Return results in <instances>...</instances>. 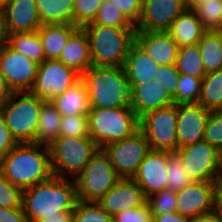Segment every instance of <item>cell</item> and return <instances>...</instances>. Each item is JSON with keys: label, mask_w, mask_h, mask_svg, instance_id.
Masks as SVG:
<instances>
[{"label": "cell", "mask_w": 222, "mask_h": 222, "mask_svg": "<svg viewBox=\"0 0 222 222\" xmlns=\"http://www.w3.org/2000/svg\"><path fill=\"white\" fill-rule=\"evenodd\" d=\"M77 201L74 180L52 175L22 190L21 206L27 222H73Z\"/></svg>", "instance_id": "6da1fadb"}, {"label": "cell", "mask_w": 222, "mask_h": 222, "mask_svg": "<svg viewBox=\"0 0 222 222\" xmlns=\"http://www.w3.org/2000/svg\"><path fill=\"white\" fill-rule=\"evenodd\" d=\"M0 169L10 182L21 190L53 175L49 148L36 143H18L0 159Z\"/></svg>", "instance_id": "7a4b0ae2"}, {"label": "cell", "mask_w": 222, "mask_h": 222, "mask_svg": "<svg viewBox=\"0 0 222 222\" xmlns=\"http://www.w3.org/2000/svg\"><path fill=\"white\" fill-rule=\"evenodd\" d=\"M90 108H119L133 102V86L127 80L124 67L91 66L81 75Z\"/></svg>", "instance_id": "3957f363"}, {"label": "cell", "mask_w": 222, "mask_h": 222, "mask_svg": "<svg viewBox=\"0 0 222 222\" xmlns=\"http://www.w3.org/2000/svg\"><path fill=\"white\" fill-rule=\"evenodd\" d=\"M89 40L93 66L124 67L135 28H117L90 23L83 27Z\"/></svg>", "instance_id": "277c9868"}, {"label": "cell", "mask_w": 222, "mask_h": 222, "mask_svg": "<svg viewBox=\"0 0 222 222\" xmlns=\"http://www.w3.org/2000/svg\"><path fill=\"white\" fill-rule=\"evenodd\" d=\"M87 116L89 137L100 149L106 144L130 137L139 129V119L131 106L90 108Z\"/></svg>", "instance_id": "5b68a950"}, {"label": "cell", "mask_w": 222, "mask_h": 222, "mask_svg": "<svg viewBox=\"0 0 222 222\" xmlns=\"http://www.w3.org/2000/svg\"><path fill=\"white\" fill-rule=\"evenodd\" d=\"M43 102L30 92H12L0 108L6 127L18 143H35Z\"/></svg>", "instance_id": "8992f818"}, {"label": "cell", "mask_w": 222, "mask_h": 222, "mask_svg": "<svg viewBox=\"0 0 222 222\" xmlns=\"http://www.w3.org/2000/svg\"><path fill=\"white\" fill-rule=\"evenodd\" d=\"M48 148L52 174L73 180L100 149L90 137H58Z\"/></svg>", "instance_id": "52a82bcc"}, {"label": "cell", "mask_w": 222, "mask_h": 222, "mask_svg": "<svg viewBox=\"0 0 222 222\" xmlns=\"http://www.w3.org/2000/svg\"><path fill=\"white\" fill-rule=\"evenodd\" d=\"M120 179L108 156L99 149L82 172L74 179L77 199L81 201L99 200Z\"/></svg>", "instance_id": "ba28073f"}, {"label": "cell", "mask_w": 222, "mask_h": 222, "mask_svg": "<svg viewBox=\"0 0 222 222\" xmlns=\"http://www.w3.org/2000/svg\"><path fill=\"white\" fill-rule=\"evenodd\" d=\"M139 130L146 137L150 149L177 150V105L175 103L150 111L139 118Z\"/></svg>", "instance_id": "9c48e42d"}, {"label": "cell", "mask_w": 222, "mask_h": 222, "mask_svg": "<svg viewBox=\"0 0 222 222\" xmlns=\"http://www.w3.org/2000/svg\"><path fill=\"white\" fill-rule=\"evenodd\" d=\"M81 79L73 68L57 59H46L38 64L36 79L30 93L43 101H53Z\"/></svg>", "instance_id": "30bf717a"}, {"label": "cell", "mask_w": 222, "mask_h": 222, "mask_svg": "<svg viewBox=\"0 0 222 222\" xmlns=\"http://www.w3.org/2000/svg\"><path fill=\"white\" fill-rule=\"evenodd\" d=\"M120 178H133L140 163L151 150L146 137L138 129L130 137L101 148Z\"/></svg>", "instance_id": "8fae6325"}, {"label": "cell", "mask_w": 222, "mask_h": 222, "mask_svg": "<svg viewBox=\"0 0 222 222\" xmlns=\"http://www.w3.org/2000/svg\"><path fill=\"white\" fill-rule=\"evenodd\" d=\"M188 176L194 181H218L220 152L205 140L177 149Z\"/></svg>", "instance_id": "7c38bea8"}, {"label": "cell", "mask_w": 222, "mask_h": 222, "mask_svg": "<svg viewBox=\"0 0 222 222\" xmlns=\"http://www.w3.org/2000/svg\"><path fill=\"white\" fill-rule=\"evenodd\" d=\"M38 63L12 49L7 43L0 47V71L12 92H30Z\"/></svg>", "instance_id": "4fadbf2b"}, {"label": "cell", "mask_w": 222, "mask_h": 222, "mask_svg": "<svg viewBox=\"0 0 222 222\" xmlns=\"http://www.w3.org/2000/svg\"><path fill=\"white\" fill-rule=\"evenodd\" d=\"M216 182L194 181L176 192V212L193 219L215 211Z\"/></svg>", "instance_id": "5bb4252c"}, {"label": "cell", "mask_w": 222, "mask_h": 222, "mask_svg": "<svg viewBox=\"0 0 222 222\" xmlns=\"http://www.w3.org/2000/svg\"><path fill=\"white\" fill-rule=\"evenodd\" d=\"M186 9L182 0H143L136 31H168L172 22Z\"/></svg>", "instance_id": "9a60e30c"}, {"label": "cell", "mask_w": 222, "mask_h": 222, "mask_svg": "<svg viewBox=\"0 0 222 222\" xmlns=\"http://www.w3.org/2000/svg\"><path fill=\"white\" fill-rule=\"evenodd\" d=\"M171 153L151 149L133 176L147 198L167 188V163Z\"/></svg>", "instance_id": "2e32d148"}, {"label": "cell", "mask_w": 222, "mask_h": 222, "mask_svg": "<svg viewBox=\"0 0 222 222\" xmlns=\"http://www.w3.org/2000/svg\"><path fill=\"white\" fill-rule=\"evenodd\" d=\"M147 199L144 191L132 178H120L118 182L96 202L104 211L113 217L119 212L146 205Z\"/></svg>", "instance_id": "e0dca14e"}, {"label": "cell", "mask_w": 222, "mask_h": 222, "mask_svg": "<svg viewBox=\"0 0 222 222\" xmlns=\"http://www.w3.org/2000/svg\"><path fill=\"white\" fill-rule=\"evenodd\" d=\"M210 110L199 104L177 105V149L204 140Z\"/></svg>", "instance_id": "ac0fdd59"}, {"label": "cell", "mask_w": 222, "mask_h": 222, "mask_svg": "<svg viewBox=\"0 0 222 222\" xmlns=\"http://www.w3.org/2000/svg\"><path fill=\"white\" fill-rule=\"evenodd\" d=\"M135 42L158 66L176 63L179 46L167 31H136Z\"/></svg>", "instance_id": "d6986e66"}, {"label": "cell", "mask_w": 222, "mask_h": 222, "mask_svg": "<svg viewBox=\"0 0 222 222\" xmlns=\"http://www.w3.org/2000/svg\"><path fill=\"white\" fill-rule=\"evenodd\" d=\"M2 9L7 34L36 32L42 26L35 0H10Z\"/></svg>", "instance_id": "ffe728a7"}, {"label": "cell", "mask_w": 222, "mask_h": 222, "mask_svg": "<svg viewBox=\"0 0 222 222\" xmlns=\"http://www.w3.org/2000/svg\"><path fill=\"white\" fill-rule=\"evenodd\" d=\"M57 60L81 75L93 65L88 36L83 28H78L69 37Z\"/></svg>", "instance_id": "44dd1931"}, {"label": "cell", "mask_w": 222, "mask_h": 222, "mask_svg": "<svg viewBox=\"0 0 222 222\" xmlns=\"http://www.w3.org/2000/svg\"><path fill=\"white\" fill-rule=\"evenodd\" d=\"M133 86V102L130 105L139 119L146 113L173 104V99L167 94L162 86H143L131 84Z\"/></svg>", "instance_id": "7402d4cb"}, {"label": "cell", "mask_w": 222, "mask_h": 222, "mask_svg": "<svg viewBox=\"0 0 222 222\" xmlns=\"http://www.w3.org/2000/svg\"><path fill=\"white\" fill-rule=\"evenodd\" d=\"M207 30L194 10L185 9L167 31L179 47L196 45Z\"/></svg>", "instance_id": "603a6c76"}, {"label": "cell", "mask_w": 222, "mask_h": 222, "mask_svg": "<svg viewBox=\"0 0 222 222\" xmlns=\"http://www.w3.org/2000/svg\"><path fill=\"white\" fill-rule=\"evenodd\" d=\"M78 29L73 24H42L37 30L46 59H58L69 37Z\"/></svg>", "instance_id": "cb8c5ba5"}, {"label": "cell", "mask_w": 222, "mask_h": 222, "mask_svg": "<svg viewBox=\"0 0 222 222\" xmlns=\"http://www.w3.org/2000/svg\"><path fill=\"white\" fill-rule=\"evenodd\" d=\"M159 66L150 56L134 42L129 49L124 70L130 84H143Z\"/></svg>", "instance_id": "d4e9b609"}, {"label": "cell", "mask_w": 222, "mask_h": 222, "mask_svg": "<svg viewBox=\"0 0 222 222\" xmlns=\"http://www.w3.org/2000/svg\"><path fill=\"white\" fill-rule=\"evenodd\" d=\"M52 103L61 115H87L90 109L87 87L82 79L69 87Z\"/></svg>", "instance_id": "484cf974"}, {"label": "cell", "mask_w": 222, "mask_h": 222, "mask_svg": "<svg viewBox=\"0 0 222 222\" xmlns=\"http://www.w3.org/2000/svg\"><path fill=\"white\" fill-rule=\"evenodd\" d=\"M62 115L51 101H44L40 108L35 143L49 147L58 137Z\"/></svg>", "instance_id": "4316f807"}, {"label": "cell", "mask_w": 222, "mask_h": 222, "mask_svg": "<svg viewBox=\"0 0 222 222\" xmlns=\"http://www.w3.org/2000/svg\"><path fill=\"white\" fill-rule=\"evenodd\" d=\"M74 0H35L42 24H73Z\"/></svg>", "instance_id": "83f0119b"}, {"label": "cell", "mask_w": 222, "mask_h": 222, "mask_svg": "<svg viewBox=\"0 0 222 222\" xmlns=\"http://www.w3.org/2000/svg\"><path fill=\"white\" fill-rule=\"evenodd\" d=\"M197 45L205 73L222 69V40L217 31H206Z\"/></svg>", "instance_id": "f1b7e54d"}, {"label": "cell", "mask_w": 222, "mask_h": 222, "mask_svg": "<svg viewBox=\"0 0 222 222\" xmlns=\"http://www.w3.org/2000/svg\"><path fill=\"white\" fill-rule=\"evenodd\" d=\"M7 44L15 51L24 54L38 64L46 60L37 31L8 34Z\"/></svg>", "instance_id": "f546056e"}, {"label": "cell", "mask_w": 222, "mask_h": 222, "mask_svg": "<svg viewBox=\"0 0 222 222\" xmlns=\"http://www.w3.org/2000/svg\"><path fill=\"white\" fill-rule=\"evenodd\" d=\"M197 104L207 110H222V69L206 73L202 78Z\"/></svg>", "instance_id": "4dcf8cb0"}, {"label": "cell", "mask_w": 222, "mask_h": 222, "mask_svg": "<svg viewBox=\"0 0 222 222\" xmlns=\"http://www.w3.org/2000/svg\"><path fill=\"white\" fill-rule=\"evenodd\" d=\"M175 65L180 74L197 78L206 75L197 44L179 47Z\"/></svg>", "instance_id": "1f68e13d"}, {"label": "cell", "mask_w": 222, "mask_h": 222, "mask_svg": "<svg viewBox=\"0 0 222 222\" xmlns=\"http://www.w3.org/2000/svg\"><path fill=\"white\" fill-rule=\"evenodd\" d=\"M180 73L176 65H162L154 70L152 76L143 81V86H162L167 94L173 98L176 95Z\"/></svg>", "instance_id": "d6a6232c"}, {"label": "cell", "mask_w": 222, "mask_h": 222, "mask_svg": "<svg viewBox=\"0 0 222 222\" xmlns=\"http://www.w3.org/2000/svg\"><path fill=\"white\" fill-rule=\"evenodd\" d=\"M202 78L180 74L176 95L172 98L178 104H197L201 93Z\"/></svg>", "instance_id": "836d02e7"}, {"label": "cell", "mask_w": 222, "mask_h": 222, "mask_svg": "<svg viewBox=\"0 0 222 222\" xmlns=\"http://www.w3.org/2000/svg\"><path fill=\"white\" fill-rule=\"evenodd\" d=\"M93 23L117 28H135L118 7H115L109 0H103Z\"/></svg>", "instance_id": "e575fe53"}, {"label": "cell", "mask_w": 222, "mask_h": 222, "mask_svg": "<svg viewBox=\"0 0 222 222\" xmlns=\"http://www.w3.org/2000/svg\"><path fill=\"white\" fill-rule=\"evenodd\" d=\"M73 222H113V220L97 202L78 200L73 212Z\"/></svg>", "instance_id": "d590c367"}, {"label": "cell", "mask_w": 222, "mask_h": 222, "mask_svg": "<svg viewBox=\"0 0 222 222\" xmlns=\"http://www.w3.org/2000/svg\"><path fill=\"white\" fill-rule=\"evenodd\" d=\"M193 182L194 180L188 176L179 157L172 152L168 156L167 163V189L177 192Z\"/></svg>", "instance_id": "8d00e7d4"}, {"label": "cell", "mask_w": 222, "mask_h": 222, "mask_svg": "<svg viewBox=\"0 0 222 222\" xmlns=\"http://www.w3.org/2000/svg\"><path fill=\"white\" fill-rule=\"evenodd\" d=\"M194 11L202 26L207 30L220 29V16L222 12V0H210L198 5Z\"/></svg>", "instance_id": "74e56055"}, {"label": "cell", "mask_w": 222, "mask_h": 222, "mask_svg": "<svg viewBox=\"0 0 222 222\" xmlns=\"http://www.w3.org/2000/svg\"><path fill=\"white\" fill-rule=\"evenodd\" d=\"M103 0H74L73 25L83 28L93 23Z\"/></svg>", "instance_id": "f35d334b"}, {"label": "cell", "mask_w": 222, "mask_h": 222, "mask_svg": "<svg viewBox=\"0 0 222 222\" xmlns=\"http://www.w3.org/2000/svg\"><path fill=\"white\" fill-rule=\"evenodd\" d=\"M87 115H62L59 137H89Z\"/></svg>", "instance_id": "ab89813d"}, {"label": "cell", "mask_w": 222, "mask_h": 222, "mask_svg": "<svg viewBox=\"0 0 222 222\" xmlns=\"http://www.w3.org/2000/svg\"><path fill=\"white\" fill-rule=\"evenodd\" d=\"M176 192L164 189L161 192L148 197L147 203L151 209L152 216H159L176 211Z\"/></svg>", "instance_id": "60d3db41"}, {"label": "cell", "mask_w": 222, "mask_h": 222, "mask_svg": "<svg viewBox=\"0 0 222 222\" xmlns=\"http://www.w3.org/2000/svg\"><path fill=\"white\" fill-rule=\"evenodd\" d=\"M204 140L219 152L222 151V110L210 111L205 125Z\"/></svg>", "instance_id": "b9f144b4"}, {"label": "cell", "mask_w": 222, "mask_h": 222, "mask_svg": "<svg viewBox=\"0 0 222 222\" xmlns=\"http://www.w3.org/2000/svg\"><path fill=\"white\" fill-rule=\"evenodd\" d=\"M22 190L14 186L0 169V207L6 209L20 208Z\"/></svg>", "instance_id": "7bdbcfd3"}, {"label": "cell", "mask_w": 222, "mask_h": 222, "mask_svg": "<svg viewBox=\"0 0 222 222\" xmlns=\"http://www.w3.org/2000/svg\"><path fill=\"white\" fill-rule=\"evenodd\" d=\"M113 222H152V213L148 203L144 206L128 209L112 217Z\"/></svg>", "instance_id": "ee69618b"}, {"label": "cell", "mask_w": 222, "mask_h": 222, "mask_svg": "<svg viewBox=\"0 0 222 222\" xmlns=\"http://www.w3.org/2000/svg\"><path fill=\"white\" fill-rule=\"evenodd\" d=\"M136 26L142 13L143 0H109Z\"/></svg>", "instance_id": "f6af8a7d"}, {"label": "cell", "mask_w": 222, "mask_h": 222, "mask_svg": "<svg viewBox=\"0 0 222 222\" xmlns=\"http://www.w3.org/2000/svg\"><path fill=\"white\" fill-rule=\"evenodd\" d=\"M17 144L18 142L6 127L4 117L0 112V159Z\"/></svg>", "instance_id": "bcb514c9"}, {"label": "cell", "mask_w": 222, "mask_h": 222, "mask_svg": "<svg viewBox=\"0 0 222 222\" xmlns=\"http://www.w3.org/2000/svg\"><path fill=\"white\" fill-rule=\"evenodd\" d=\"M0 222H27L22 206L15 209L0 207Z\"/></svg>", "instance_id": "7dc6e473"}, {"label": "cell", "mask_w": 222, "mask_h": 222, "mask_svg": "<svg viewBox=\"0 0 222 222\" xmlns=\"http://www.w3.org/2000/svg\"><path fill=\"white\" fill-rule=\"evenodd\" d=\"M152 222H192V219L184 217L175 211L159 216H152Z\"/></svg>", "instance_id": "c3c4849f"}, {"label": "cell", "mask_w": 222, "mask_h": 222, "mask_svg": "<svg viewBox=\"0 0 222 222\" xmlns=\"http://www.w3.org/2000/svg\"><path fill=\"white\" fill-rule=\"evenodd\" d=\"M12 91L8 88L4 76L0 71V108L6 103Z\"/></svg>", "instance_id": "681fc988"}, {"label": "cell", "mask_w": 222, "mask_h": 222, "mask_svg": "<svg viewBox=\"0 0 222 222\" xmlns=\"http://www.w3.org/2000/svg\"><path fill=\"white\" fill-rule=\"evenodd\" d=\"M215 211L222 218V181L218 180L215 184Z\"/></svg>", "instance_id": "f907efd6"}, {"label": "cell", "mask_w": 222, "mask_h": 222, "mask_svg": "<svg viewBox=\"0 0 222 222\" xmlns=\"http://www.w3.org/2000/svg\"><path fill=\"white\" fill-rule=\"evenodd\" d=\"M192 222H222V218L216 211H213L211 213L193 218Z\"/></svg>", "instance_id": "816d5d0a"}, {"label": "cell", "mask_w": 222, "mask_h": 222, "mask_svg": "<svg viewBox=\"0 0 222 222\" xmlns=\"http://www.w3.org/2000/svg\"><path fill=\"white\" fill-rule=\"evenodd\" d=\"M7 31L5 27L4 13L3 9L0 8V47L7 43Z\"/></svg>", "instance_id": "f5cc1de1"}, {"label": "cell", "mask_w": 222, "mask_h": 222, "mask_svg": "<svg viewBox=\"0 0 222 222\" xmlns=\"http://www.w3.org/2000/svg\"><path fill=\"white\" fill-rule=\"evenodd\" d=\"M210 0H186V9L194 10L198 5Z\"/></svg>", "instance_id": "db71d44e"}, {"label": "cell", "mask_w": 222, "mask_h": 222, "mask_svg": "<svg viewBox=\"0 0 222 222\" xmlns=\"http://www.w3.org/2000/svg\"><path fill=\"white\" fill-rule=\"evenodd\" d=\"M218 180L222 181V151H220Z\"/></svg>", "instance_id": "11a10c76"}, {"label": "cell", "mask_w": 222, "mask_h": 222, "mask_svg": "<svg viewBox=\"0 0 222 222\" xmlns=\"http://www.w3.org/2000/svg\"><path fill=\"white\" fill-rule=\"evenodd\" d=\"M10 0H0V8H3Z\"/></svg>", "instance_id": "9f6ffc18"}, {"label": "cell", "mask_w": 222, "mask_h": 222, "mask_svg": "<svg viewBox=\"0 0 222 222\" xmlns=\"http://www.w3.org/2000/svg\"><path fill=\"white\" fill-rule=\"evenodd\" d=\"M216 31L218 32V34L220 35L221 40H222V29H218V30H216Z\"/></svg>", "instance_id": "6f0895ef"}, {"label": "cell", "mask_w": 222, "mask_h": 222, "mask_svg": "<svg viewBox=\"0 0 222 222\" xmlns=\"http://www.w3.org/2000/svg\"><path fill=\"white\" fill-rule=\"evenodd\" d=\"M220 29H222V12H221V16H220Z\"/></svg>", "instance_id": "680465c9"}]
</instances>
